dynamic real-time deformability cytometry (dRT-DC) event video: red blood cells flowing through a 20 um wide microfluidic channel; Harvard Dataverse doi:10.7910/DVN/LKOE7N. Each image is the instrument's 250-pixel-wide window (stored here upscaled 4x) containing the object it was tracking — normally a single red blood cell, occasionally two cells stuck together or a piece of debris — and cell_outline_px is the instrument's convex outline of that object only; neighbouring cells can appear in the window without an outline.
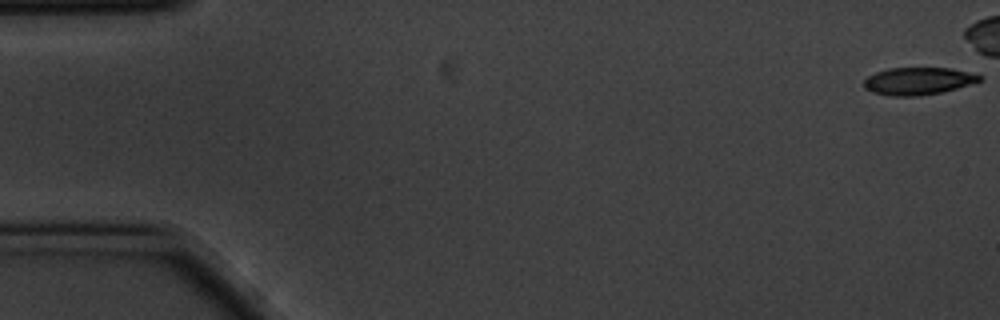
{"species": "common noctule bat (a hibernating species)", "species_latin": "Nyctalus noctula", "temperature_condition": "cold", "stored_images_in_passage": 46, "camera_frame_rate_fps": 3000, "um_per_image_px": 0.085, "animal": {"sex": "male", "body_mass_g": 20.1, "forearm_length_mm": 53.5}, "frame": {"image": 1, "passage_image": 1, "time_ms": 0.0, "image_size_px": [1000, 320], "cell_outline_px": [[980, 80], [956, 88], [940, 92], [920, 96], [888, 96], [872, 92], [864, 88], [864, 80], [868, 76], [876, 72], [888, 68], [948, 68], [968, 72], [980, 76]], "centroid_in_image_um": [77.95, 6.89], "position_along_channel_um": 7.0, "area_um2": 18.21}}
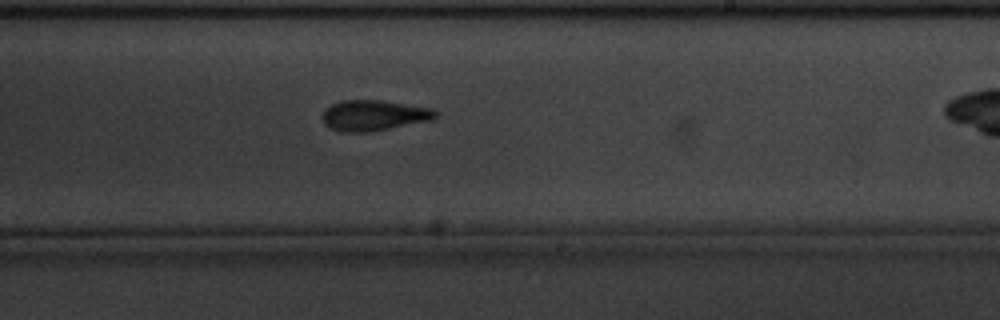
{"frame": {"image": 2, "passage_image": 34, "time_ms": 11.0, "image_size_px": [1000, 320], "cell_outline_px": [[440, 112], [432, 120], [368, 132], [340, 132], [324, 124], [320, 116], [324, 108], [340, 100], [384, 100], [436, 108]], "centroid_in_image_um": [31.79, 9.79], "position_along_channel_um": 257.2, "area_um2": 20.63}}
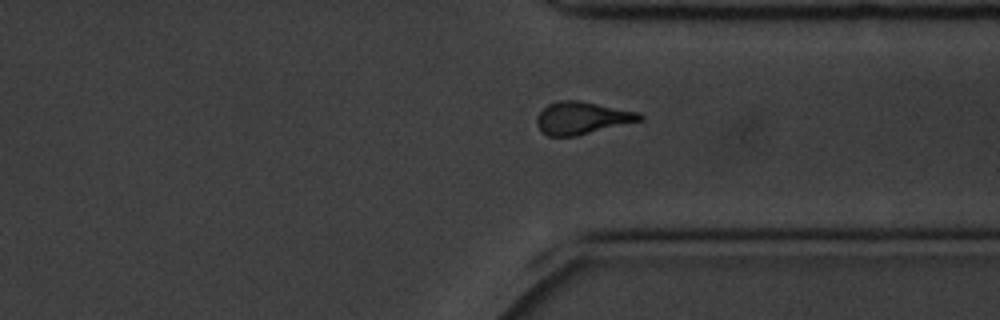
{"frame": {"image": 3, "passage_image": 43, "time_ms": 14.0, "image_size_px": [1000, 320], "cell_outline_px": [[644, 120], [576, 136], [548, 136], [536, 124], [536, 116], [548, 104], [560, 100], [576, 100], [640, 112], [644, 116]], "centroid_in_image_um": [49.5, 10.03], "position_along_channel_um": 361.9, "area_um2": 19.42}}